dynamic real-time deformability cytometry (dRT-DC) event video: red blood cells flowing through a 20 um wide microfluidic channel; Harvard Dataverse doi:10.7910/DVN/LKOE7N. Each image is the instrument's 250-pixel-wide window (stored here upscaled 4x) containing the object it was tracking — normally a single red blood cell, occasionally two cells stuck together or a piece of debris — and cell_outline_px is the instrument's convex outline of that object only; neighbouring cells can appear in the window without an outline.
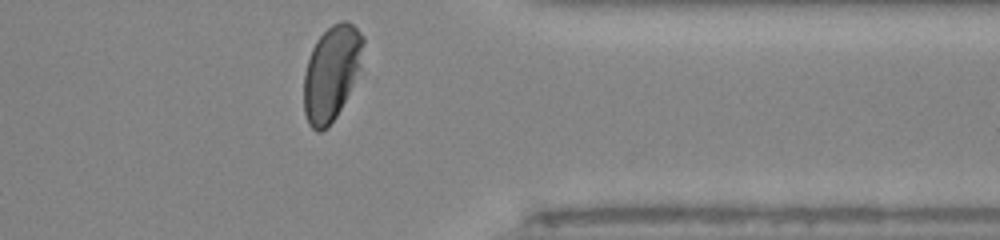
{"species": "human", "species_latin": "Homo sapiens", "temperature_condition": "room temperature", "stored_images_in_passage": 31, "camera_frame_rate_fps": 3000, "um_per_image_px": 0.085, "donor": {"sex": "male"}, "frame": {"image": 1, "passage_image": 31, "time_ms": 10.0, "image_size_px": [1000, 240], "cell_outline_px": [[364, 44], [360, 68], [336, 116], [328, 128], [320, 132], [316, 132], [308, 124], [304, 112], [304, 72], [312, 48], [316, 40], [332, 24], [340, 20], [348, 20], [364, 36]], "centroid_in_image_um": [28.16, 6.18], "position_along_channel_um": 383.2, "area_um2": 32.66}, "authors_computed_cell_mechanics": {"area_um2": 36.2984, "velocity_mm_per_s": 4.0375, "shape_relaxation_time_tau1_ms": 3.3168, "shape_relaxation_time_tau2_ms": null, "deformation_change_tau1": 0.1692, "deformation_change_tau2": null}}